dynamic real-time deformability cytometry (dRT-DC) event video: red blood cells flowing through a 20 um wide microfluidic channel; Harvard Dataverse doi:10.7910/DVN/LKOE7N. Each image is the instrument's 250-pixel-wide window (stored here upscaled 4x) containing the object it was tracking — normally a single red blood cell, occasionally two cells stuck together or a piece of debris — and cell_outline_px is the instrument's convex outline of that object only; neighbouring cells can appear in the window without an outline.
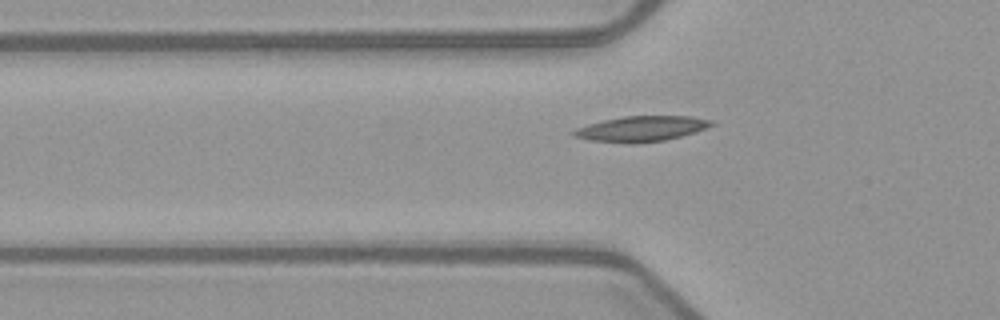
{"species": "common noctule bat (a hibernating species)", "species_latin": "Nyctalus noctula", "temperature_condition": "warm", "stored_images_in_passage": 36, "camera_frame_rate_fps": 3000, "um_per_image_px": 0.085, "animal": {"sex": "female", "body_mass_g": 21.9}, "frame": {"image": 1, "passage_image": 7, "time_ms": 2.0, "image_size_px": [1000, 320], "cell_outline_px": [[716, 124], [708, 128], [696, 132], [664, 140], [636, 144], [628, 144], [588, 140], [572, 136], [568, 132], [576, 128], [588, 124], [604, 120], [624, 116], [692, 116], [712, 120]], "centroid_in_image_um": [54.49, 10.95], "position_along_channel_um": 71.3, "area_um2": 20.75}}
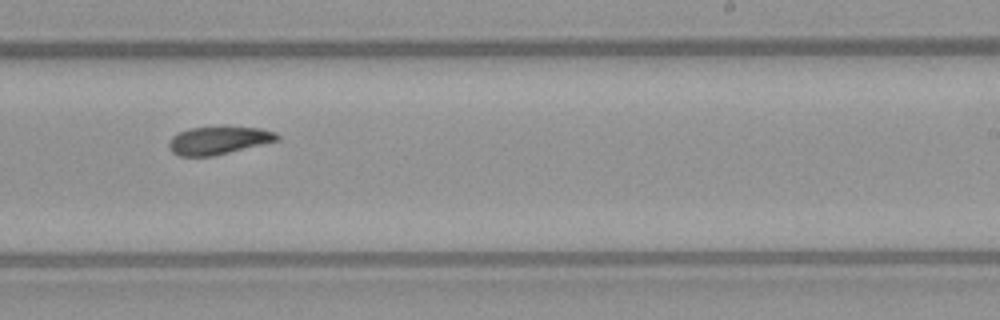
{"frame": {"image": 2, "passage_image": 22, "time_ms": 7.0, "image_size_px": [1000, 320], "cell_outline_px": [[280, 140], [212, 156], [180, 156], [172, 152], [168, 148], [168, 140], [172, 136], [188, 128], [260, 128], [276, 132], [280, 136]], "centroid_in_image_um": [18.55, 11.95], "position_along_channel_um": 270.4, "area_um2": 17.28}}
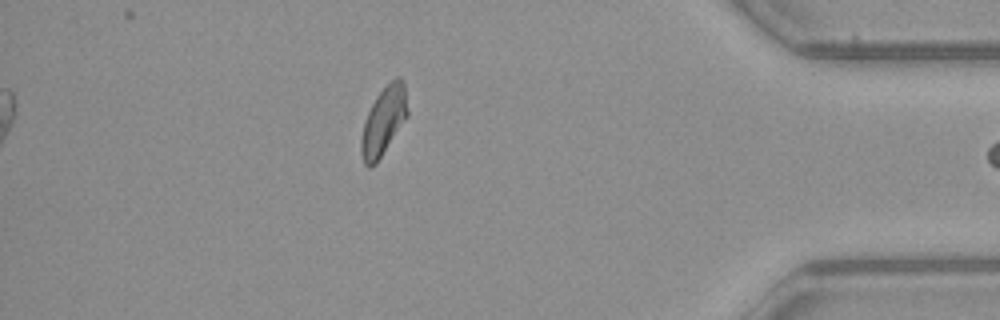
{"frame": {"image": 3, "passage_image": 35, "time_ms": 11.333, "image_size_px": [1000, 320], "cell_outline_px": [[408, 116], [376, 164], [368, 168], [364, 164], [360, 152], [360, 140], [364, 120], [376, 96], [396, 76], [400, 76], [404, 84], [408, 112]], "centroid_in_image_um": [32.59, 10.32], "position_along_channel_um": 402.6, "area_um2": 18.44}}